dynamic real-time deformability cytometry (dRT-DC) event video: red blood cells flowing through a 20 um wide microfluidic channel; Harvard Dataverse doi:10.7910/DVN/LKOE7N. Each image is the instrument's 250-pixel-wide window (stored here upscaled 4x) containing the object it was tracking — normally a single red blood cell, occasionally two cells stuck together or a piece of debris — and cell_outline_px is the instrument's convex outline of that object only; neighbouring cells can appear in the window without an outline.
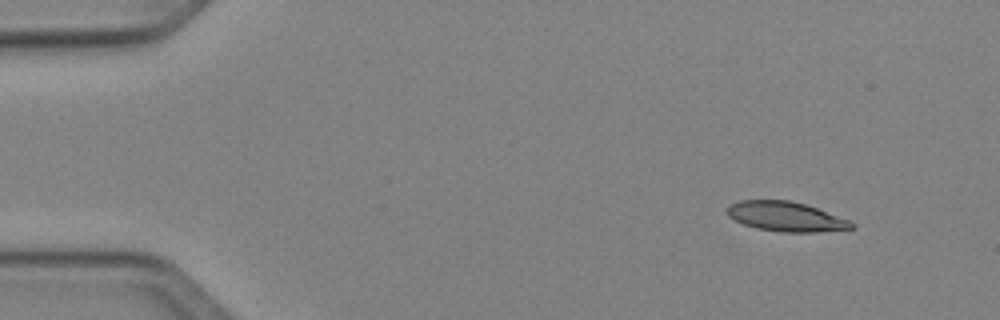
{"species": "Egyptian fruit bat (a non-hibernating species)", "species_latin": "Rousettus aegyptiacus", "temperature_condition": "cold", "stored_images_in_passage": 5, "segment_of_instrument_passage": [1, 2], "camera_frame_rate_fps": 3000, "um_per_image_px": 0.085, "animal": {"sex": "female"}, "frame": {"image": 1, "passage_image": 1, "time_ms": 0.0, "image_size_px": [1000, 320], "cell_outline_px": [[856, 228], [816, 232], [780, 232], [756, 228], [744, 224], [728, 216], [724, 212], [732, 204], [740, 200], [788, 200], [808, 204], [852, 220], [856, 224]], "centroid_in_image_um": [66.88, 18.41], "position_along_channel_um": 18.1, "area_um2": 21.85}}
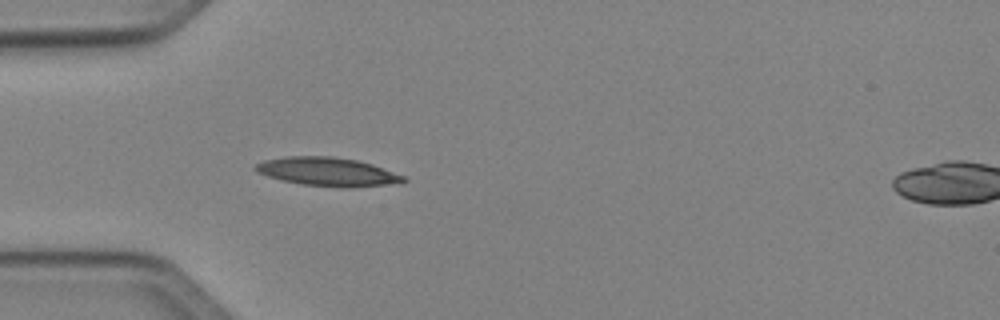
{"frame": {"image": 2, "passage_image": 4, "time_ms": 3.333, "image_size_px": [1000, 320], "cell_outline_px": [[408, 180], [400, 184], [352, 188], [340, 188], [300, 184], [280, 180], [256, 172], [252, 168], [256, 164], [264, 160], [284, 156], [332, 156], [356, 160], [372, 164], [408, 176]], "centroid_in_image_um": [27.91, 14.62], "position_along_channel_um": 57.1, "area_um2": 25.37}}